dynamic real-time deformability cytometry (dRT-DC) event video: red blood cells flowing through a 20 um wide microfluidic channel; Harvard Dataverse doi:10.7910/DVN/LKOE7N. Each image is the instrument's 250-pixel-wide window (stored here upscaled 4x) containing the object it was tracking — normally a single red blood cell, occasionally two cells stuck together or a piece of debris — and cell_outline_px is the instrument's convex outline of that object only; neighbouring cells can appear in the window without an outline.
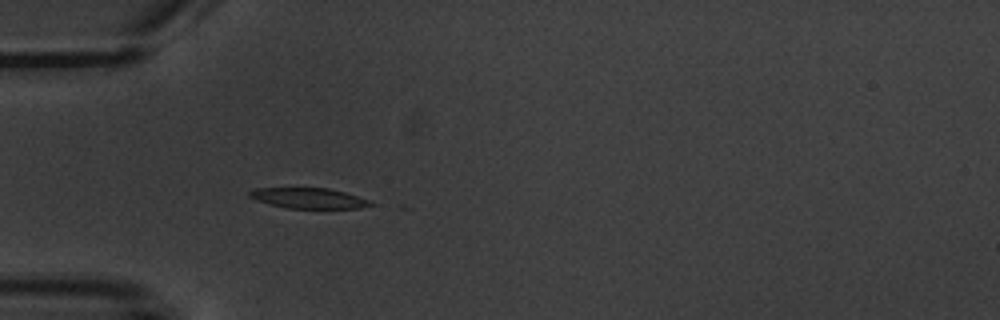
{"species": "common noctule bat (a hibernating species)", "species_latin": "Nyctalus noctula", "temperature_condition": "warm", "stored_images_in_passage": 6, "camera_frame_rate_fps": 3000, "um_per_image_px": 0.085, "animal": {"sex": "male", "body_mass_g": 20.1, "forearm_length_mm": 53.5}, "frame": {"image": 1, "passage_image": 6, "time_ms": 6.0, "image_size_px": [1000, 320], "cell_outline_px": [[372, 204], [360, 208], [288, 208], [256, 200], [248, 196], [248, 192], [256, 188], [328, 188], [344, 192], [372, 200]], "centroid_in_image_um": [26.25, 16.84], "position_along_channel_um": 58.8, "area_um2": 14.28}}